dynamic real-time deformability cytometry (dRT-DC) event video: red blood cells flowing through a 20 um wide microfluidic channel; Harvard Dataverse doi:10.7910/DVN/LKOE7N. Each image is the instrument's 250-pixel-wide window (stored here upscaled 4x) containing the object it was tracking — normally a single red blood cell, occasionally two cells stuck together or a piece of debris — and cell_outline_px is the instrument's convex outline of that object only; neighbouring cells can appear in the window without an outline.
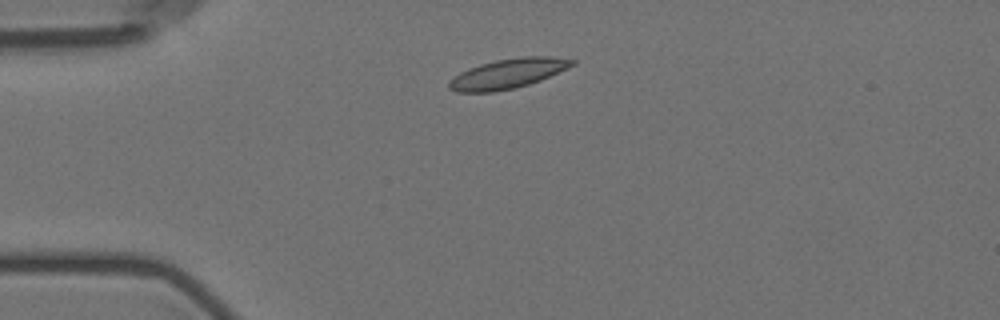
{"species": "Egyptian fruit bat (a non-hibernating species)", "species_latin": "Rousettus aegyptiacus", "temperature_condition": "room temperature", "stored_images_in_passage": 3, "camera_frame_rate_fps": 3000, "um_per_image_px": 0.085, "animal": {"sex": "female"}, "frame": {"image": 1, "passage_image": 2, "time_ms": 1.333, "image_size_px": [1000, 320], "cell_outline_px": [[576, 64], [568, 68], [540, 80], [516, 88], [492, 92], [456, 92], [448, 88], [448, 80], [460, 72], [468, 68], [480, 64], [496, 60], [524, 56], [552, 56], [576, 60]], "centroid_in_image_um": [43.16, 6.25], "position_along_channel_um": 41.8, "area_um2": 21.44}}